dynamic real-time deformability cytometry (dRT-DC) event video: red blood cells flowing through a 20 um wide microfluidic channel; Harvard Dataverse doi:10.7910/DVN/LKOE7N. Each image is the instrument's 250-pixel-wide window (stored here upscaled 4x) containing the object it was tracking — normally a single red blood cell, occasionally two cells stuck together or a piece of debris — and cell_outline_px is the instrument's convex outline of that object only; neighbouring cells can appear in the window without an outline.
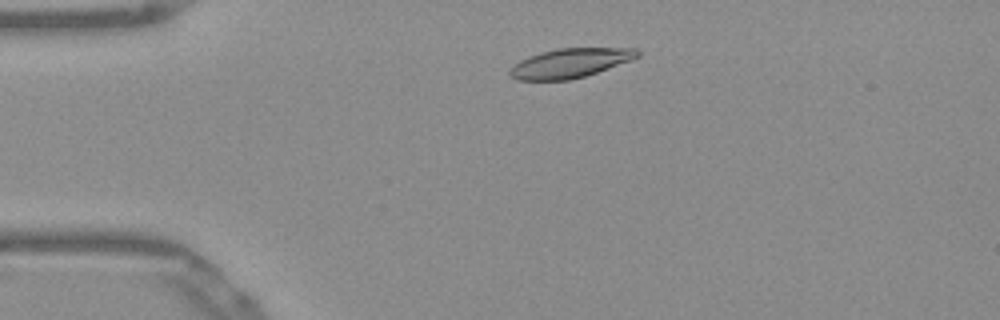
{"species": "Egyptian fruit bat (a non-hibernating species)", "species_latin": "Rousettus aegyptiacus", "temperature_condition": "warm", "stored_images_in_passage": 43, "camera_frame_rate_fps": 3000, "um_per_image_px": 0.085, "frame": {"image": 1, "passage_image": 2, "time_ms": 0.333, "image_size_px": [1000, 320], "cell_outline_px": [[640, 56], [596, 72], [584, 76], [568, 80], [516, 80], [508, 76], [508, 72], [520, 60], [528, 56], [540, 52], [556, 48], [636, 48], [640, 52]], "centroid_in_image_um": [48.41, 5.36], "position_along_channel_um": 36.6, "area_um2": 21.62}}
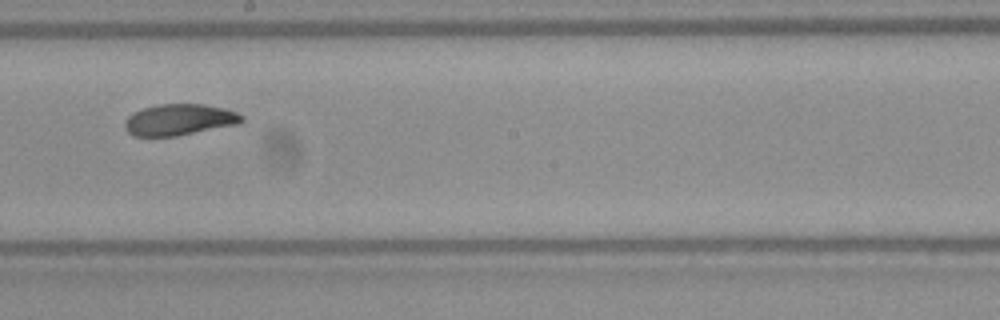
{"frame": {"image": 2, "passage_image": 20, "time_ms": 6.333, "image_size_px": [1000, 320], "cell_outline_px": [[244, 120], [236, 124], [176, 136], [132, 136], [124, 128], [124, 124], [128, 116], [144, 108], [160, 104], [204, 104], [224, 108], [236, 112], [244, 116]], "centroid_in_image_um": [15.23, 10.17], "position_along_channel_um": 233.0, "area_um2": 21.1}}
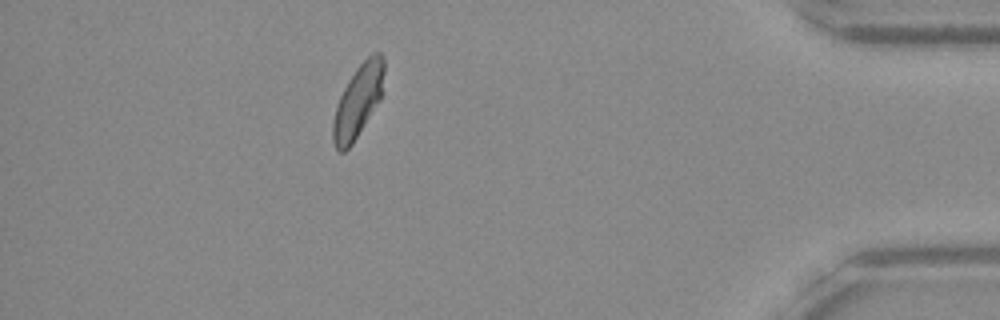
{"frame": {"image": 3, "passage_image": 37, "time_ms": 12.0, "image_size_px": [1000, 320], "cell_outline_px": [[384, 72], [380, 100], [352, 144], [344, 152], [340, 152], [336, 148], [332, 140], [332, 124], [336, 108], [340, 96], [348, 80], [356, 68], [372, 52], [380, 52], [384, 60]], "centroid_in_image_um": [30.43, 8.59], "position_along_channel_um": 404.8, "area_um2": 21.39}, "authors_computed_cell_mechanics": {"area_um2": 21.7906, "velocity_mm_per_s": 3.8736, "shape_relaxation_time_tau1_ms": 4.7454, "shape_relaxation_time_tau2_ms": 2.7349, "deformation_change_tau1": 0.154, "deformation_change_tau2": 0.0714}}